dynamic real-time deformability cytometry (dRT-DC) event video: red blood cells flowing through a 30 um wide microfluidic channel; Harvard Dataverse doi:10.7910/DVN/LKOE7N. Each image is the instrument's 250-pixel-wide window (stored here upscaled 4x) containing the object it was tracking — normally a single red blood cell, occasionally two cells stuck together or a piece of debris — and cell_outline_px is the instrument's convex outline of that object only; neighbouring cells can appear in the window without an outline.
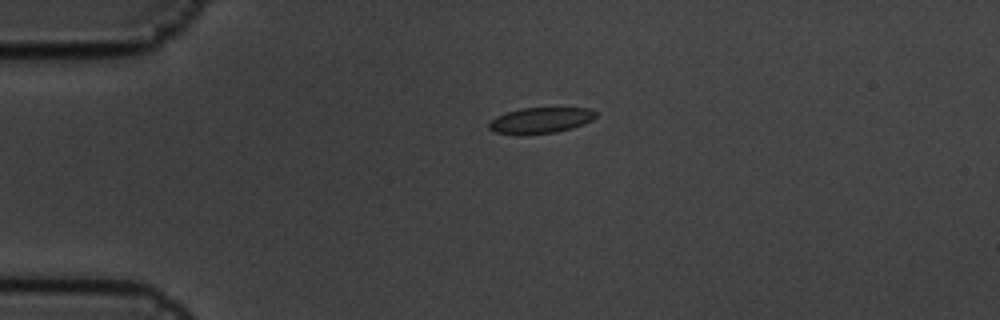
{"species": "common noctule bat (a hibernating species)", "species_latin": "Nyctalus noctula", "temperature_condition": "cold", "stored_images_in_passage": 2, "camera_frame_rate_fps": 3000, "um_per_image_px": 0.085, "animal": {"sex": "male", "body_mass_g": 19.5, "forearm_length_mm": 54.6}, "frame": {"image": 1, "passage_image": 1, "time_ms": 0.0, "image_size_px": [1000, 320], "cell_outline_px": [[596, 116], [592, 120], [584, 124], [572, 128], [556, 132], [492, 132], [488, 128], [488, 124], [496, 116], [520, 108], [592, 108], [596, 112]], "centroid_in_image_um": [46.01, 10.19], "position_along_channel_um": 39.0, "area_um2": 15.49}}